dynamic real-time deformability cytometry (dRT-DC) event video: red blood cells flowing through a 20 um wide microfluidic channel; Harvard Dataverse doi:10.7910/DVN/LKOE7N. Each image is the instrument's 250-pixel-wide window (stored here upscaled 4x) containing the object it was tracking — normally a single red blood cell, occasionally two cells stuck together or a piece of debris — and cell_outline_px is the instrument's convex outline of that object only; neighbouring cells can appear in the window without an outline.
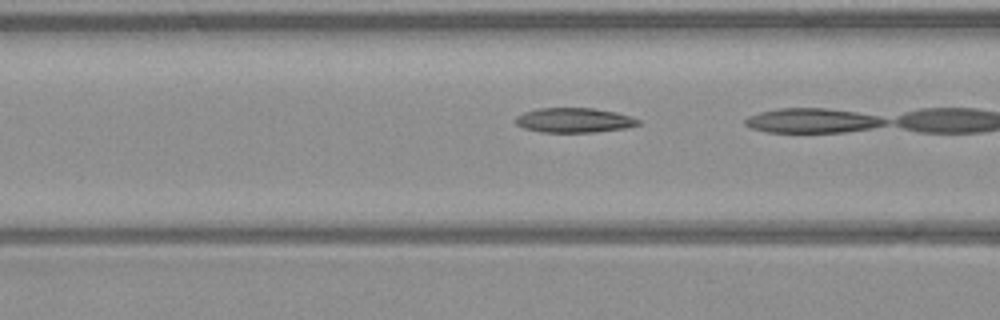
{"species": "common noctule bat (a hibernating species)", "species_latin": "Nyctalus noctula", "temperature_condition": "warm", "stored_images_in_passage": 17, "camera_frame_rate_fps": 3000, "um_per_image_px": 0.085, "animal": {"sex": "male", "body_mass_g": 23.1, "forearm_length_mm": 52.7}, "frame": {"image": 1, "passage_image": 16, "time_ms": 5.0, "image_size_px": [1000, 320], "cell_outline_px": [[640, 124], [628, 128], [596, 132], [540, 132], [524, 128], [516, 124], [516, 116], [524, 112], [536, 108], [596, 108], [616, 112], [632, 116], [640, 120]], "centroid_in_image_um": [48.83, 10.21], "position_along_channel_um": 117.8, "area_um2": 17.86}}